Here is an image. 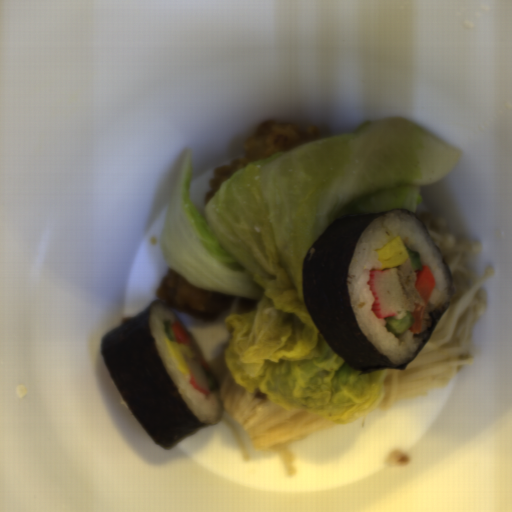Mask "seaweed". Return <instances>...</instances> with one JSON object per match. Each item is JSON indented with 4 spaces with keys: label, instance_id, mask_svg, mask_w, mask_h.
I'll return each mask as SVG.
<instances>
[{
    "label": "seaweed",
    "instance_id": "2",
    "mask_svg": "<svg viewBox=\"0 0 512 512\" xmlns=\"http://www.w3.org/2000/svg\"><path fill=\"white\" fill-rule=\"evenodd\" d=\"M156 300L104 335L99 343L106 369L127 407L155 444L170 449L210 424L200 422L180 394L156 347L150 327ZM180 321V320H179Z\"/></svg>",
    "mask_w": 512,
    "mask_h": 512
},
{
    "label": "seaweed",
    "instance_id": "1",
    "mask_svg": "<svg viewBox=\"0 0 512 512\" xmlns=\"http://www.w3.org/2000/svg\"><path fill=\"white\" fill-rule=\"evenodd\" d=\"M400 210L414 215L429 234L426 224L411 210H360L327 225L302 264L301 288L307 313L332 350L362 375L374 370H405L412 362L395 364L367 338L356 322L348 282L356 246L367 227L376 218Z\"/></svg>",
    "mask_w": 512,
    "mask_h": 512
},
{
    "label": "seaweed",
    "instance_id": "3",
    "mask_svg": "<svg viewBox=\"0 0 512 512\" xmlns=\"http://www.w3.org/2000/svg\"><path fill=\"white\" fill-rule=\"evenodd\" d=\"M450 303L448 304L447 308L442 310V311H435L430 319H429V322H428V327L427 329L425 330V342H424V346L425 344L427 343L431 333L433 332L437 322L440 320V318L445 314V312L447 311L448 307H449Z\"/></svg>",
    "mask_w": 512,
    "mask_h": 512
}]
</instances>
